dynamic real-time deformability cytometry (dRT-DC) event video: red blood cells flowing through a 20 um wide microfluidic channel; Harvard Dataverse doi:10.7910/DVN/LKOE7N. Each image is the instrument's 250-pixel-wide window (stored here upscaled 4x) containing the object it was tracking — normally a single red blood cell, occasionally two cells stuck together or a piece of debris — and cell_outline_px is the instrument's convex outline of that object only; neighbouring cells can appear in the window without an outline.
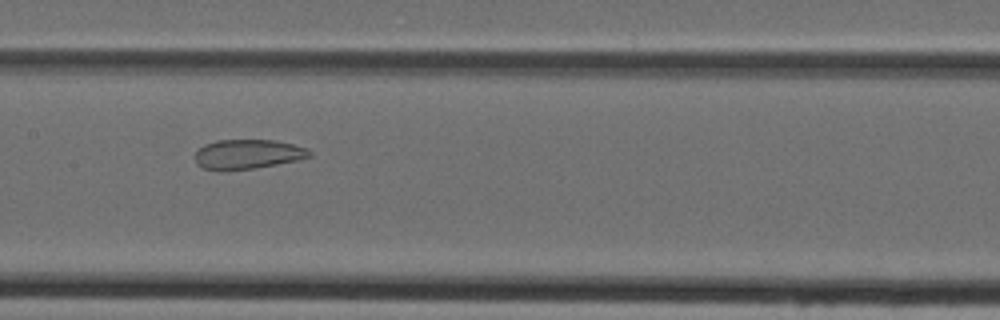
{"species": "Egyptian fruit bat (a non-hibernating species)", "species_latin": "Rousettus aegyptiacus", "temperature_condition": "cold", "stored_images_in_passage": 39, "camera_frame_rate_fps": 3000, "um_per_image_px": 0.085, "animal": {"sex": "female"}, "frame": {"image": 1, "passage_image": 15, "time_ms": 4.667, "image_size_px": [1000, 320], "cell_outline_px": [[312, 156], [296, 160], [276, 164], [252, 168], [204, 168], [196, 164], [196, 152], [204, 144], [216, 140], [276, 140], [308, 148], [312, 152]], "centroid_in_image_um": [21.11, 13.06], "position_along_channel_um": 186.3, "area_um2": 19.13}}
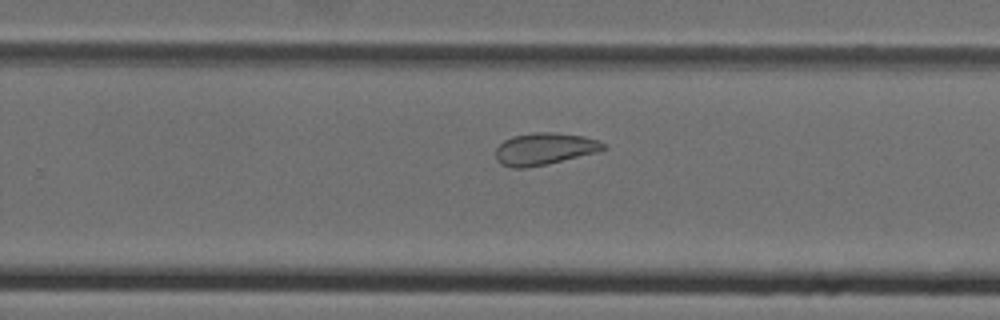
{"frame": {"image": 2, "passage_image": 22, "time_ms": 7.0, "image_size_px": [1000, 320], "cell_outline_px": [[608, 148], [596, 152], [548, 164], [528, 168], [512, 168], [500, 164], [496, 160], [496, 148], [504, 140], [512, 136], [532, 132], [556, 132], [584, 136], [600, 140]], "centroid_in_image_um": [46.27, 12.65], "position_along_channel_um": 283.5, "area_um2": 20.35}}
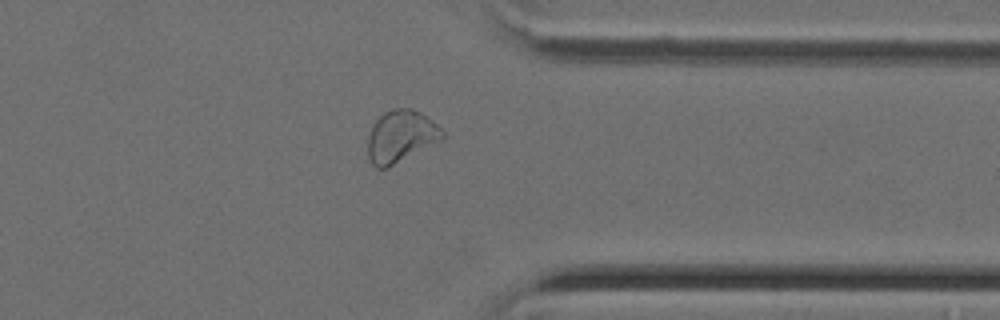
{"frame": {"image": 3, "passage_image": 29, "time_ms": 9.333, "image_size_px": [1000, 320], "cell_outline_px": [[444, 136], [440, 140], [384, 168], [376, 168], [372, 164], [368, 156], [368, 136], [372, 124], [384, 112], [392, 108], [412, 108], [420, 112], [432, 120], [444, 132]], "centroid_in_image_um": [34.03, 11.55], "position_along_channel_um": 377.4, "area_um2": 22.14}}